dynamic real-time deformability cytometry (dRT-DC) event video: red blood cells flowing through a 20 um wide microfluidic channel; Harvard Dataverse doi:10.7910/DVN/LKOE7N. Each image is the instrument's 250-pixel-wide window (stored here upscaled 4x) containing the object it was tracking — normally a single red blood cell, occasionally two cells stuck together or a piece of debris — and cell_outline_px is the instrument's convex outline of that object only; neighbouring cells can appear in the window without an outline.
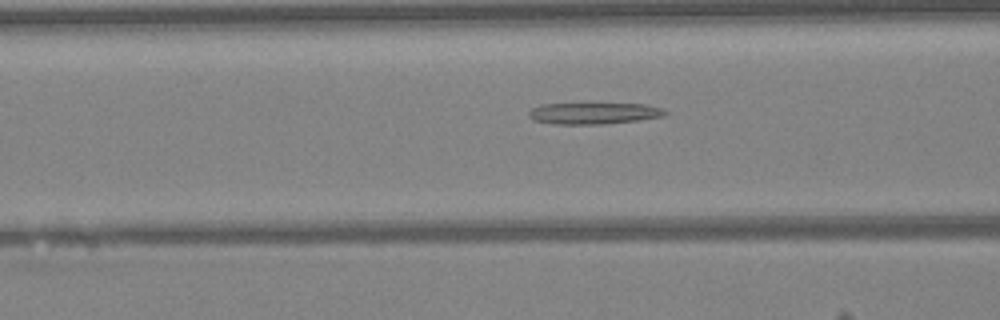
{"species": "Egyptian fruit bat (a non-hibernating species)", "species_latin": "Rousettus aegyptiacus", "temperature_condition": "warm", "stored_images_in_passage": 32, "camera_frame_rate_fps": 3000, "um_per_image_px": 0.085, "animal": {"sex": "female"}, "frame": {"image": 1, "passage_image": 13, "time_ms": 4.0, "image_size_px": [1000, 320], "cell_outline_px": [[668, 112], [664, 116], [640, 120], [604, 124], [552, 124], [532, 120], [528, 116], [528, 112], [532, 108], [540, 104], [644, 104], [664, 108]], "centroid_in_image_um": [50.47, 9.64], "position_along_channel_um": 116.1, "area_um2": 17.17}}
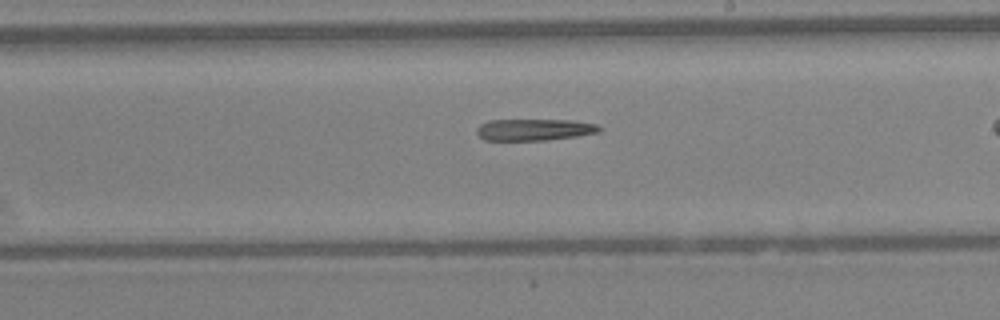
{"frame": {"image": 2, "passage_image": 22, "time_ms": 7.0, "image_size_px": [1000, 320], "cell_outline_px": [[604, 128], [600, 132], [576, 136], [548, 140], [484, 140], [476, 132], [476, 128], [480, 124], [488, 120], [572, 120], [596, 124]], "centroid_in_image_um": [45.43, 11.02], "position_along_channel_um": 243.6, "area_um2": 15.55}}
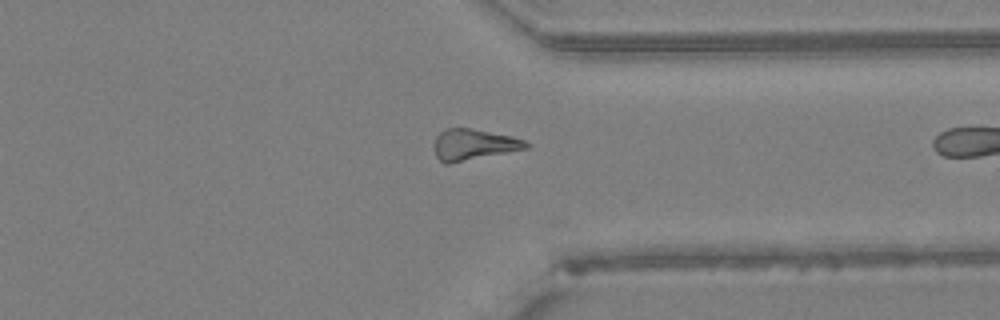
{"frame": {"image": 3, "passage_image": 31, "time_ms": 10.0, "image_size_px": [1000, 320], "cell_outline_px": [[532, 144], [528, 148], [448, 164], [444, 164], [436, 156], [436, 136], [440, 132], [448, 128], [468, 128], [512, 136], [524, 140]], "centroid_in_image_um": [40.29, 12.29], "position_along_channel_um": 371.1, "area_um2": 16.36}}